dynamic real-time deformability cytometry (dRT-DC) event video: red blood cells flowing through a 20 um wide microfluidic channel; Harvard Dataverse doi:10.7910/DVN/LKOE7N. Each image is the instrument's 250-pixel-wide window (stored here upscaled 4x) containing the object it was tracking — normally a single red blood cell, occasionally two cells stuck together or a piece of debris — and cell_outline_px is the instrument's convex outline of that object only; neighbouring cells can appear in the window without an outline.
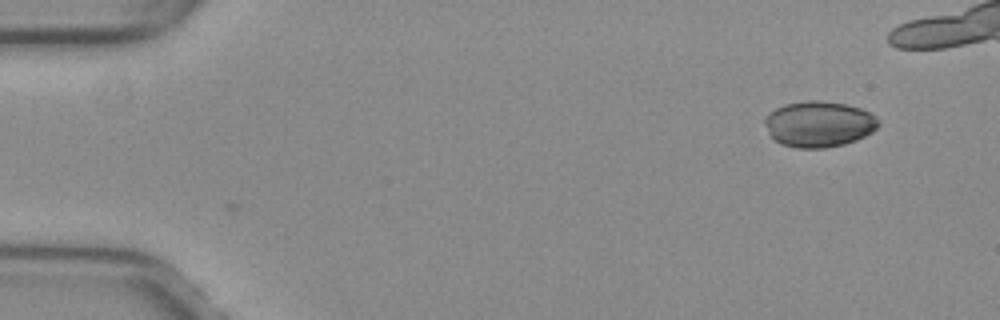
{"species": "common noctule bat (a hibernating species)", "species_latin": "Nyctalus noctula", "temperature_condition": "warm", "stored_images_in_passage": 4, "camera_frame_rate_fps": 3000, "um_per_image_px": 0.085, "animal": {"sex": "female", "body_mass_g": 29.2, "forearm_length_mm": 56.3}, "frame": {"image": 1, "passage_image": 4, "time_ms": 1.0, "image_size_px": [1000, 320], "cell_outline_px": [[880, 124], [872, 132], [856, 140], [844, 144], [824, 148], [796, 148], [780, 144], [772, 136], [764, 124], [764, 116], [768, 112], [784, 104], [804, 100], [820, 100], [844, 104], [860, 108], [876, 116]], "centroid_in_image_um": [69.58, 10.54], "position_along_channel_um": 15.4, "area_um2": 30.52}}